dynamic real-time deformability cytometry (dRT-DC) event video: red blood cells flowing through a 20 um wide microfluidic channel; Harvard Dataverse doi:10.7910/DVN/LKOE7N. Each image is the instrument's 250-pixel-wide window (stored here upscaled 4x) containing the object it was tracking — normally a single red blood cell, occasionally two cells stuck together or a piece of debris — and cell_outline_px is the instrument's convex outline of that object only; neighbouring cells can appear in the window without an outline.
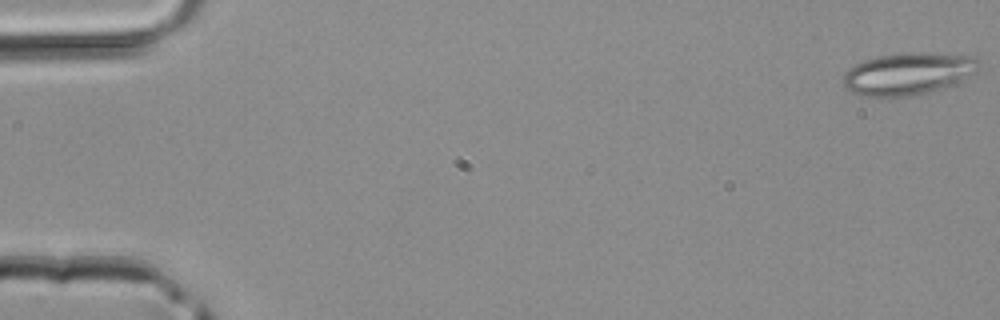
{"species": "common noctule bat (a hibernating species)", "species_latin": "Nyctalus noctula", "temperature_condition": "room temperature", "stored_images_in_passage": 5, "camera_frame_rate_fps": 3000, "um_per_image_px": 0.085, "animal": {"sex": "male", "body_mass_g": 20.4}, "frame": {"image": 1, "passage_image": 1, "time_ms": 0.0, "image_size_px": [1000, 320], "cell_outline_px": [[980, 68], [976, 72], [956, 84], [908, 96], [860, 96], [848, 92], [844, 88], [844, 72], [848, 68], [864, 60], [876, 56], [920, 52], [976, 56], [980, 60]], "centroid_in_image_um": [77.19, 6.26], "position_along_channel_um": 7.8, "area_um2": 33.41}}